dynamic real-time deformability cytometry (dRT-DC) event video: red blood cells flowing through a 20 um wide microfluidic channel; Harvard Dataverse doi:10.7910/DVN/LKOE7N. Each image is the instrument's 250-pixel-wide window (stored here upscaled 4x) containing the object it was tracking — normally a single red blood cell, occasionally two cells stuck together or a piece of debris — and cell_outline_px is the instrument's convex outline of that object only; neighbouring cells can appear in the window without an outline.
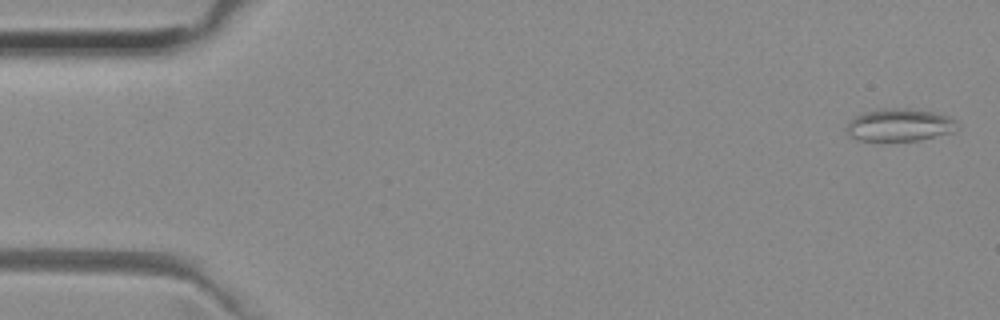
{"species": "common noctule bat (a hibernating species)", "species_latin": "Nyctalus noctula", "temperature_condition": "room temperature", "stored_images_in_passage": 6, "camera_frame_rate_fps": 3000, "um_per_image_px": 0.085, "animal": {"sex": "female", "body_mass_g": 29.2, "forearm_length_mm": 56.3}, "frame": {"image": 1, "passage_image": 1, "time_ms": 0.0, "image_size_px": [1000, 320], "cell_outline_px": [[960, 124], [952, 132], [916, 140], [860, 140], [848, 136], [848, 124], [856, 116], [868, 112], [884, 108], [904, 108], [932, 112], [948, 116], [956, 120]], "centroid_in_image_um": [76.5, 10.62], "position_along_channel_um": 8.5, "area_um2": 20.46}}
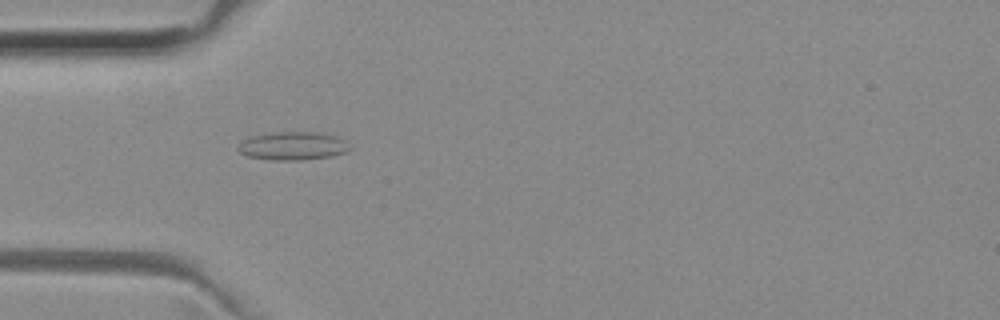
{"frame": {"image": 2, "passage_image": 5, "time_ms": 1.333, "image_size_px": [1000, 320], "cell_outline_px": [[352, 148], [344, 152], [328, 156], [300, 160], [268, 160], [248, 156], [240, 152], [236, 148], [244, 140], [252, 136], [280, 132], [316, 132], [336, 136], [344, 140]], "centroid_in_image_um": [24.88, 12.41], "position_along_channel_um": 60.1, "area_um2": 18.09}}
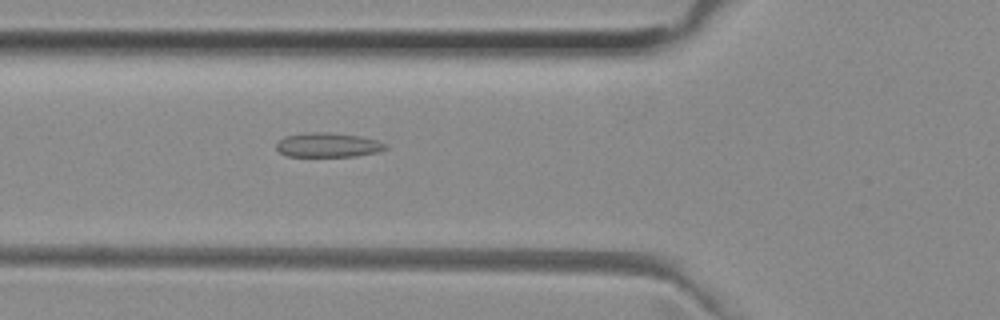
{"frame": {"image": 3, "passage_image": 6, "time_ms": 1.667, "image_size_px": [1000, 320], "cell_outline_px": [[388, 148], [380, 152], [356, 156], [288, 156], [280, 152], [276, 148], [276, 144], [280, 140], [288, 136], [312, 132], [324, 132], [360, 136], [376, 140], [384, 144]], "centroid_in_image_um": [27.91, 12.33], "position_along_channel_um": 97.9, "area_um2": 15.26}}